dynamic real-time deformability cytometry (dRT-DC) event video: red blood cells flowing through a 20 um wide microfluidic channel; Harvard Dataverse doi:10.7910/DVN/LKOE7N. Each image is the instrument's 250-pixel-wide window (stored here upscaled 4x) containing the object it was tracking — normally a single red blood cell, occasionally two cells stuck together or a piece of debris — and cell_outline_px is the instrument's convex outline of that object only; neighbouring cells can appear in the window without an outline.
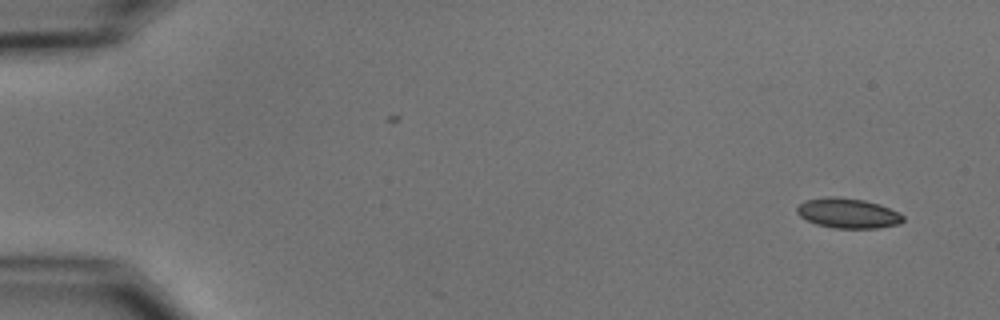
{"species": "common noctule bat (a hibernating species)", "species_latin": "Nyctalus noctula", "temperature_condition": "cold", "stored_images_in_passage": 4, "camera_frame_rate_fps": 3000, "um_per_image_px": 0.085, "animal": {"sex": "male", "body_mass_g": 15.6}, "frame": {"image": 1, "passage_image": 1, "time_ms": 0.0, "image_size_px": [1000, 320], "cell_outline_px": [[904, 220], [900, 224], [880, 228], [836, 228], [816, 224], [800, 216], [796, 212], [796, 208], [804, 200], [832, 196], [864, 200], [880, 204], [904, 216]], "centroid_in_image_um": [72.08, 18.12], "position_along_channel_um": 12.9, "area_um2": 18.44}}
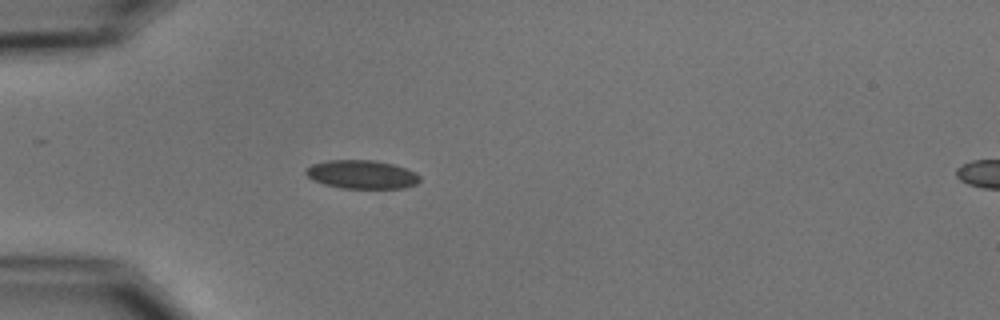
{"frame": {"image": 2, "passage_image": 4, "time_ms": 4.333, "image_size_px": [1000, 320], "cell_outline_px": [[420, 180], [416, 184], [404, 188], [340, 188], [324, 184], [312, 180], [304, 172], [304, 168], [312, 164], [328, 160], [376, 160], [392, 164], [416, 172], [420, 176]], "centroid_in_image_um": [30.73, 14.82], "position_along_channel_um": 54.3, "area_um2": 19.07}}